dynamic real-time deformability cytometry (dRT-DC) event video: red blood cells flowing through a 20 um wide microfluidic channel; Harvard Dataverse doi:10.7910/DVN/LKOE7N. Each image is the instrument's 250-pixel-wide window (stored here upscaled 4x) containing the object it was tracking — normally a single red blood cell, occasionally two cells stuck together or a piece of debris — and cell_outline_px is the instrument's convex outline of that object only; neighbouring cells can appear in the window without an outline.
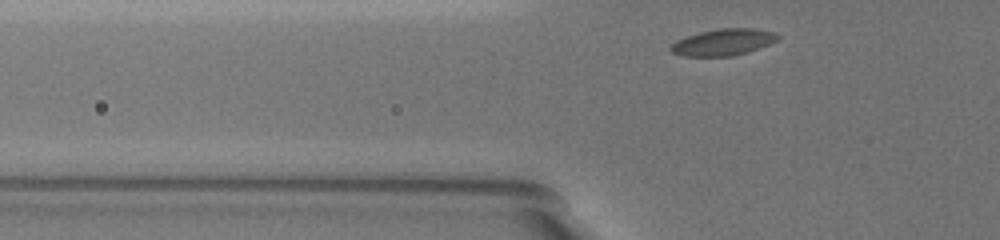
{"species": "common noctule bat (a hibernating species)", "species_latin": "Nyctalus noctula", "temperature_condition": "warm", "stored_images_in_passage": 33, "camera_frame_rate_fps": 3000, "um_per_image_px": 0.085, "animal": {"sex": "female", "body_mass_g": 19.5, "forearm_length_mm": 54.1}, "frame": {"image": 1, "passage_image": 2, "time_ms": 0.333, "image_size_px": [1000, 240], "cell_outline_px": [[780, 36], [776, 40], [768, 44], [748, 52], [732, 56], [684, 56], [672, 52], [668, 48], [676, 40], [700, 32], [720, 28], [752, 28], [776, 32]], "centroid_in_image_um": [61.47, 3.58], "position_along_channel_um": 64.3, "area_um2": 16.47}}
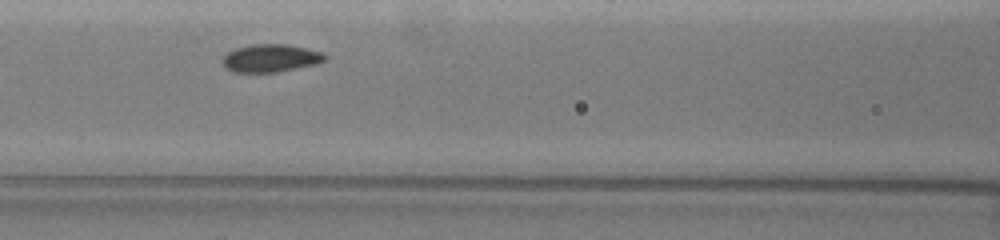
{"frame": {"image": 2, "passage_image": 10, "time_ms": 3.0, "image_size_px": [1000, 240], "cell_outline_px": [[328, 60], [316, 64], [276, 72], [232, 72], [224, 68], [220, 60], [228, 52], [236, 48], [252, 44], [288, 44], [320, 52], [328, 56]], "centroid_in_image_um": [22.97, 4.95], "position_along_channel_um": 143.6, "area_um2": 16.7}}
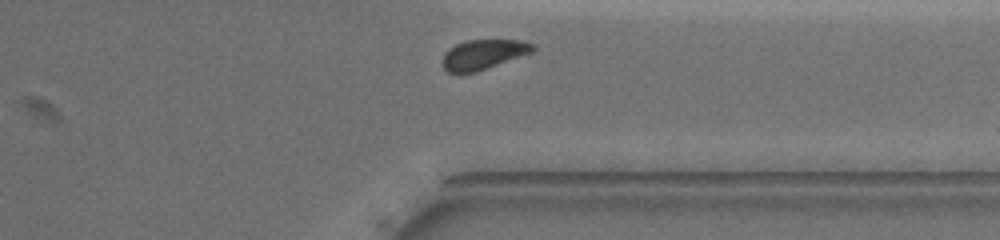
{"frame": {"image": 3, "passage_image": 31, "time_ms": 10.0, "image_size_px": [1000, 240], "cell_outline_px": [[536, 48], [532, 52], [476, 72], [460, 76], [448, 72], [444, 68], [444, 52], [448, 48], [464, 40], [524, 40], [532, 44]], "centroid_in_image_um": [41.04, 4.65], "position_along_channel_um": 370.4, "area_um2": 15.9}}